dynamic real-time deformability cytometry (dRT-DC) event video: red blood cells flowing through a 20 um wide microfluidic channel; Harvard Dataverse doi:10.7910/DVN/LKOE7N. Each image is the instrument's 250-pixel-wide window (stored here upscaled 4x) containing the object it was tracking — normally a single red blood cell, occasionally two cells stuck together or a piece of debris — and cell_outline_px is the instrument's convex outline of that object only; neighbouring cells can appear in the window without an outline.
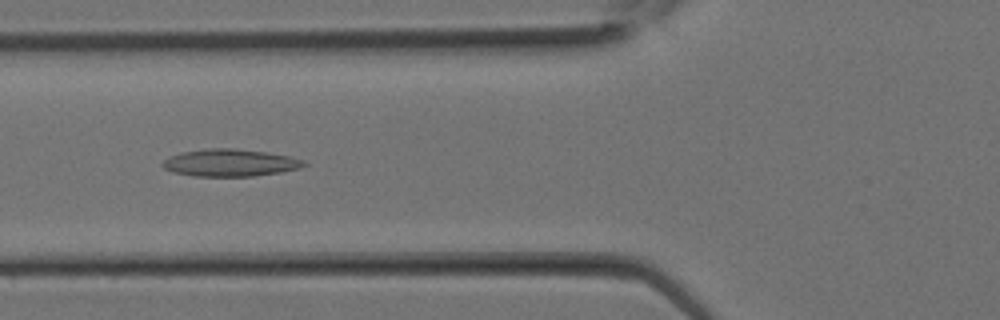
{"species": "Egyptian fruit bat (a non-hibernating species)", "species_latin": "Rousettus aegyptiacus", "temperature_condition": "room temperature", "stored_images_in_passage": 12, "camera_frame_rate_fps": 3000, "um_per_image_px": 0.085, "animal": {"sex": "female"}, "frame": {"image": 1, "passage_image": 9, "time_ms": 2.667, "image_size_px": [1000, 320], "cell_outline_px": [[308, 164], [300, 168], [280, 172], [252, 176], [192, 176], [172, 172], [164, 168], [160, 164], [168, 156], [184, 152], [208, 148], [236, 148], [268, 152], [288, 156], [304, 160]], "centroid_in_image_um": [19.54, 13.83], "position_along_channel_um": 106.3, "area_um2": 22.54}}
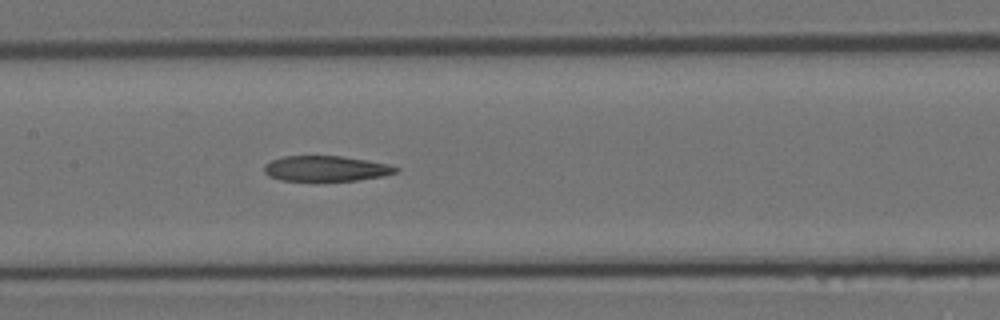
{"frame": {"image": 2, "passage_image": 12, "time_ms": 3.667, "image_size_px": [1000, 320], "cell_outline_px": [[400, 168], [396, 172], [380, 176], [356, 180], [280, 180], [268, 176], [264, 172], [264, 164], [272, 160], [284, 156], [344, 156], [368, 160], [388, 164]], "centroid_in_image_um": [27.68, 14.31], "position_along_channel_um": 179.7, "area_um2": 19.31}}